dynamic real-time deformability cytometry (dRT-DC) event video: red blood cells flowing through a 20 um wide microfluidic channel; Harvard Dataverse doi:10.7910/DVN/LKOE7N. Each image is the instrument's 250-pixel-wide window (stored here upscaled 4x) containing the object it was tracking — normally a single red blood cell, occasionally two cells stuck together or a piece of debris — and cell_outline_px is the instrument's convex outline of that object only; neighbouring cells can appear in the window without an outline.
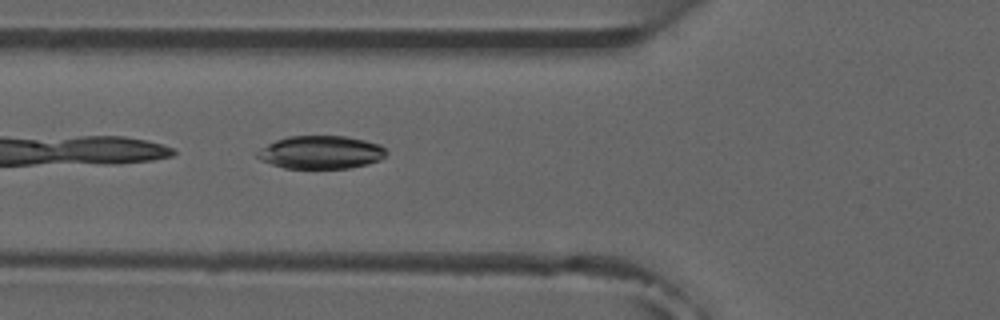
{"species": "common noctule bat (a hibernating species)", "species_latin": "Nyctalus noctula", "temperature_condition": "room temperature", "stored_images_in_passage": 3, "camera_frame_rate_fps": 3000, "um_per_image_px": 0.085, "animal": {"sex": "male", "forearm_length_mm": 52.5}, "frame": {"image": 1, "passage_image": 3, "time_ms": 2.667, "image_size_px": [1000, 320], "cell_outline_px": [[388, 152], [380, 160], [368, 164], [348, 168], [284, 168], [260, 160], [256, 156], [256, 152], [268, 144], [276, 140], [288, 136], [344, 136], [364, 140], [380, 144]], "centroid_in_image_um": [27.28, 12.94], "position_along_channel_um": 98.5, "area_um2": 24.8}}